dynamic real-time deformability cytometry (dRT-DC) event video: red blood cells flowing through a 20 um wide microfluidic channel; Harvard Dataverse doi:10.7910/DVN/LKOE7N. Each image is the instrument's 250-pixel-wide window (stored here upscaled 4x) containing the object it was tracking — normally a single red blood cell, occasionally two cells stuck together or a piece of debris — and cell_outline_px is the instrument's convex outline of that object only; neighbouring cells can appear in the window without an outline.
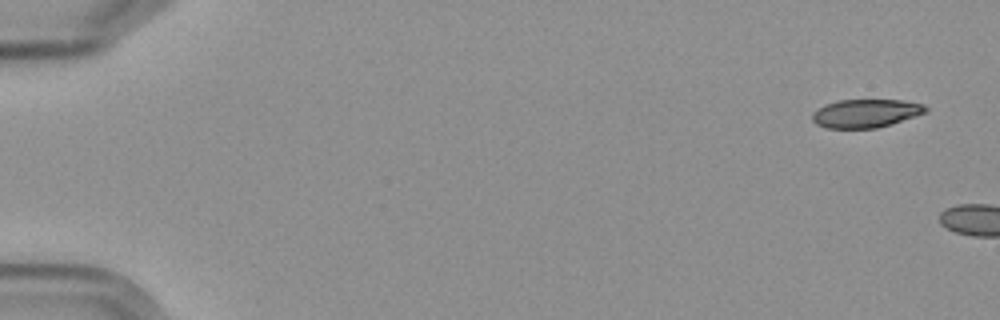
{"species": "Egyptian fruit bat (a non-hibernating species)", "species_latin": "Rousettus aegyptiacus", "temperature_condition": "cold", "stored_images_in_passage": 2, "camera_frame_rate_fps": 3000, "um_per_image_px": 0.085, "frame": {"image": 1, "passage_image": 1, "time_ms": 0.0, "image_size_px": [1000, 320], "cell_outline_px": [[928, 112], [876, 128], [828, 128], [816, 124], [812, 120], [812, 112], [824, 104], [836, 100], [900, 100], [924, 104], [928, 108]], "centroid_in_image_um": [73.56, 9.62], "position_along_channel_um": 11.4, "area_um2": 18.73}}